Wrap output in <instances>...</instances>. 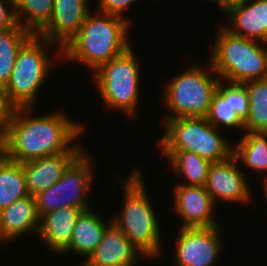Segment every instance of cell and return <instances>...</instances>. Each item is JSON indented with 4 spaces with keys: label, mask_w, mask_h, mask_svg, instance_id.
Wrapping results in <instances>:
<instances>
[{
    "label": "cell",
    "mask_w": 267,
    "mask_h": 266,
    "mask_svg": "<svg viewBox=\"0 0 267 266\" xmlns=\"http://www.w3.org/2000/svg\"><path fill=\"white\" fill-rule=\"evenodd\" d=\"M34 110V107L15 108L2 136V154L7 159L24 163L59 153L83 151L73 142L83 136L84 124L74 121L62 110L33 115Z\"/></svg>",
    "instance_id": "6da1fadb"
},
{
    "label": "cell",
    "mask_w": 267,
    "mask_h": 266,
    "mask_svg": "<svg viewBox=\"0 0 267 266\" xmlns=\"http://www.w3.org/2000/svg\"><path fill=\"white\" fill-rule=\"evenodd\" d=\"M130 25L124 18L90 11L79 32L61 48V60L81 63L96 71L131 47Z\"/></svg>",
    "instance_id": "7a4b0ae2"
},
{
    "label": "cell",
    "mask_w": 267,
    "mask_h": 266,
    "mask_svg": "<svg viewBox=\"0 0 267 266\" xmlns=\"http://www.w3.org/2000/svg\"><path fill=\"white\" fill-rule=\"evenodd\" d=\"M143 173L138 168L123 181L124 205L112 222L147 259L160 257L164 252L161 226L146 191ZM161 231V232H160Z\"/></svg>",
    "instance_id": "3957f363"
},
{
    "label": "cell",
    "mask_w": 267,
    "mask_h": 266,
    "mask_svg": "<svg viewBox=\"0 0 267 266\" xmlns=\"http://www.w3.org/2000/svg\"><path fill=\"white\" fill-rule=\"evenodd\" d=\"M218 28L208 62L220 80L244 84L267 78V43Z\"/></svg>",
    "instance_id": "277c9868"
},
{
    "label": "cell",
    "mask_w": 267,
    "mask_h": 266,
    "mask_svg": "<svg viewBox=\"0 0 267 266\" xmlns=\"http://www.w3.org/2000/svg\"><path fill=\"white\" fill-rule=\"evenodd\" d=\"M51 46L58 49L54 57L48 53ZM61 59V48L57 44L33 34L19 49L10 79L3 87L10 103L15 108L36 109L39 91L48 74L53 72L54 63L61 62Z\"/></svg>",
    "instance_id": "5b68a950"
},
{
    "label": "cell",
    "mask_w": 267,
    "mask_h": 266,
    "mask_svg": "<svg viewBox=\"0 0 267 266\" xmlns=\"http://www.w3.org/2000/svg\"><path fill=\"white\" fill-rule=\"evenodd\" d=\"M207 64L209 70H205L199 63L189 65L166 84L161 93V101L170 113L165 114L164 120L208 115L220 78L210 62Z\"/></svg>",
    "instance_id": "8992f818"
},
{
    "label": "cell",
    "mask_w": 267,
    "mask_h": 266,
    "mask_svg": "<svg viewBox=\"0 0 267 266\" xmlns=\"http://www.w3.org/2000/svg\"><path fill=\"white\" fill-rule=\"evenodd\" d=\"M163 134L158 142L161 150H183L197 154L212 163L233 156V145L228 144L206 117H180L164 120Z\"/></svg>",
    "instance_id": "52a82bcc"
},
{
    "label": "cell",
    "mask_w": 267,
    "mask_h": 266,
    "mask_svg": "<svg viewBox=\"0 0 267 266\" xmlns=\"http://www.w3.org/2000/svg\"><path fill=\"white\" fill-rule=\"evenodd\" d=\"M131 46L93 72L98 95L109 109L127 116L136 113L140 97V66Z\"/></svg>",
    "instance_id": "ba28073f"
},
{
    "label": "cell",
    "mask_w": 267,
    "mask_h": 266,
    "mask_svg": "<svg viewBox=\"0 0 267 266\" xmlns=\"http://www.w3.org/2000/svg\"><path fill=\"white\" fill-rule=\"evenodd\" d=\"M91 155L81 152L63 171L62 177L35 196L39 216L64 207L91 209L87 194L95 177ZM87 199V200H86Z\"/></svg>",
    "instance_id": "9c48e42d"
},
{
    "label": "cell",
    "mask_w": 267,
    "mask_h": 266,
    "mask_svg": "<svg viewBox=\"0 0 267 266\" xmlns=\"http://www.w3.org/2000/svg\"><path fill=\"white\" fill-rule=\"evenodd\" d=\"M220 226L180 228L173 266H213L223 253ZM222 240V241H221Z\"/></svg>",
    "instance_id": "30bf717a"
},
{
    "label": "cell",
    "mask_w": 267,
    "mask_h": 266,
    "mask_svg": "<svg viewBox=\"0 0 267 266\" xmlns=\"http://www.w3.org/2000/svg\"><path fill=\"white\" fill-rule=\"evenodd\" d=\"M174 210L180 216V228H208L219 226L215 216V202L205 186L174 185Z\"/></svg>",
    "instance_id": "8fae6325"
},
{
    "label": "cell",
    "mask_w": 267,
    "mask_h": 266,
    "mask_svg": "<svg viewBox=\"0 0 267 266\" xmlns=\"http://www.w3.org/2000/svg\"><path fill=\"white\" fill-rule=\"evenodd\" d=\"M238 161L232 156L228 160L213 163L210 167L205 189L214 200L229 203H247L251 200L252 190L248 178L239 169Z\"/></svg>",
    "instance_id": "7c38bea8"
},
{
    "label": "cell",
    "mask_w": 267,
    "mask_h": 266,
    "mask_svg": "<svg viewBox=\"0 0 267 266\" xmlns=\"http://www.w3.org/2000/svg\"><path fill=\"white\" fill-rule=\"evenodd\" d=\"M88 2L89 0H54L50 22L38 35L62 48L79 32L91 11Z\"/></svg>",
    "instance_id": "4fadbf2b"
},
{
    "label": "cell",
    "mask_w": 267,
    "mask_h": 266,
    "mask_svg": "<svg viewBox=\"0 0 267 266\" xmlns=\"http://www.w3.org/2000/svg\"><path fill=\"white\" fill-rule=\"evenodd\" d=\"M141 257L147 259L112 222L97 248L83 263L86 266H137V259Z\"/></svg>",
    "instance_id": "5bb4252c"
},
{
    "label": "cell",
    "mask_w": 267,
    "mask_h": 266,
    "mask_svg": "<svg viewBox=\"0 0 267 266\" xmlns=\"http://www.w3.org/2000/svg\"><path fill=\"white\" fill-rule=\"evenodd\" d=\"M40 224L35 197L28 195L16 200L0 211V243L18 240L29 232L38 236Z\"/></svg>",
    "instance_id": "9a60e30c"
},
{
    "label": "cell",
    "mask_w": 267,
    "mask_h": 266,
    "mask_svg": "<svg viewBox=\"0 0 267 266\" xmlns=\"http://www.w3.org/2000/svg\"><path fill=\"white\" fill-rule=\"evenodd\" d=\"M225 14L230 22L224 27L231 33L267 43V0H248L230 7Z\"/></svg>",
    "instance_id": "2e32d148"
},
{
    "label": "cell",
    "mask_w": 267,
    "mask_h": 266,
    "mask_svg": "<svg viewBox=\"0 0 267 266\" xmlns=\"http://www.w3.org/2000/svg\"><path fill=\"white\" fill-rule=\"evenodd\" d=\"M79 154L59 153L21 163L28 194L35 197L55 184L62 177L63 171Z\"/></svg>",
    "instance_id": "e0dca14e"
},
{
    "label": "cell",
    "mask_w": 267,
    "mask_h": 266,
    "mask_svg": "<svg viewBox=\"0 0 267 266\" xmlns=\"http://www.w3.org/2000/svg\"><path fill=\"white\" fill-rule=\"evenodd\" d=\"M83 211L81 208L64 207L41 218L38 237L49 252L58 255L69 245L76 221Z\"/></svg>",
    "instance_id": "ac0fdd59"
},
{
    "label": "cell",
    "mask_w": 267,
    "mask_h": 266,
    "mask_svg": "<svg viewBox=\"0 0 267 266\" xmlns=\"http://www.w3.org/2000/svg\"><path fill=\"white\" fill-rule=\"evenodd\" d=\"M94 209L83 211L78 217L69 245L59 254L68 256L70 253L83 257L85 262L101 242L103 233L112 223L105 222V218Z\"/></svg>",
    "instance_id": "d6986e66"
},
{
    "label": "cell",
    "mask_w": 267,
    "mask_h": 266,
    "mask_svg": "<svg viewBox=\"0 0 267 266\" xmlns=\"http://www.w3.org/2000/svg\"><path fill=\"white\" fill-rule=\"evenodd\" d=\"M165 159L172 167L173 175L182 180L177 184L188 186H205L210 170L211 161L201 158L197 154L183 150H161ZM180 178V179H179Z\"/></svg>",
    "instance_id": "ffe728a7"
},
{
    "label": "cell",
    "mask_w": 267,
    "mask_h": 266,
    "mask_svg": "<svg viewBox=\"0 0 267 266\" xmlns=\"http://www.w3.org/2000/svg\"><path fill=\"white\" fill-rule=\"evenodd\" d=\"M22 164L0 155V211L28 196Z\"/></svg>",
    "instance_id": "44dd1931"
},
{
    "label": "cell",
    "mask_w": 267,
    "mask_h": 266,
    "mask_svg": "<svg viewBox=\"0 0 267 266\" xmlns=\"http://www.w3.org/2000/svg\"><path fill=\"white\" fill-rule=\"evenodd\" d=\"M206 119L218 130L224 127L244 131V122L231 105V82L219 81Z\"/></svg>",
    "instance_id": "7402d4cb"
},
{
    "label": "cell",
    "mask_w": 267,
    "mask_h": 266,
    "mask_svg": "<svg viewBox=\"0 0 267 266\" xmlns=\"http://www.w3.org/2000/svg\"><path fill=\"white\" fill-rule=\"evenodd\" d=\"M233 145V157L256 172H267V133L246 132Z\"/></svg>",
    "instance_id": "603a6c76"
},
{
    "label": "cell",
    "mask_w": 267,
    "mask_h": 266,
    "mask_svg": "<svg viewBox=\"0 0 267 266\" xmlns=\"http://www.w3.org/2000/svg\"><path fill=\"white\" fill-rule=\"evenodd\" d=\"M16 22L38 35L50 22L54 0H14Z\"/></svg>",
    "instance_id": "cb8c5ba5"
},
{
    "label": "cell",
    "mask_w": 267,
    "mask_h": 266,
    "mask_svg": "<svg viewBox=\"0 0 267 266\" xmlns=\"http://www.w3.org/2000/svg\"><path fill=\"white\" fill-rule=\"evenodd\" d=\"M32 35L18 23L10 29L0 31V86L4 87L9 81L17 53Z\"/></svg>",
    "instance_id": "d4e9b609"
},
{
    "label": "cell",
    "mask_w": 267,
    "mask_h": 266,
    "mask_svg": "<svg viewBox=\"0 0 267 266\" xmlns=\"http://www.w3.org/2000/svg\"><path fill=\"white\" fill-rule=\"evenodd\" d=\"M249 97V114L244 132L267 133V78L244 83Z\"/></svg>",
    "instance_id": "484cf974"
},
{
    "label": "cell",
    "mask_w": 267,
    "mask_h": 266,
    "mask_svg": "<svg viewBox=\"0 0 267 266\" xmlns=\"http://www.w3.org/2000/svg\"><path fill=\"white\" fill-rule=\"evenodd\" d=\"M231 105L244 122L249 114V97L244 84L231 83Z\"/></svg>",
    "instance_id": "4316f807"
},
{
    "label": "cell",
    "mask_w": 267,
    "mask_h": 266,
    "mask_svg": "<svg viewBox=\"0 0 267 266\" xmlns=\"http://www.w3.org/2000/svg\"><path fill=\"white\" fill-rule=\"evenodd\" d=\"M135 1L138 0H97L96 2L98 8L96 10L102 13L124 18L132 24L131 20L128 19L130 17H126L124 15V10H127L128 7L135 3Z\"/></svg>",
    "instance_id": "83f0119b"
},
{
    "label": "cell",
    "mask_w": 267,
    "mask_h": 266,
    "mask_svg": "<svg viewBox=\"0 0 267 266\" xmlns=\"http://www.w3.org/2000/svg\"><path fill=\"white\" fill-rule=\"evenodd\" d=\"M15 107L10 103L7 94L0 86V135L3 136L11 122Z\"/></svg>",
    "instance_id": "f1b7e54d"
},
{
    "label": "cell",
    "mask_w": 267,
    "mask_h": 266,
    "mask_svg": "<svg viewBox=\"0 0 267 266\" xmlns=\"http://www.w3.org/2000/svg\"><path fill=\"white\" fill-rule=\"evenodd\" d=\"M16 24L14 0H0V31L10 29Z\"/></svg>",
    "instance_id": "f546056e"
},
{
    "label": "cell",
    "mask_w": 267,
    "mask_h": 266,
    "mask_svg": "<svg viewBox=\"0 0 267 266\" xmlns=\"http://www.w3.org/2000/svg\"><path fill=\"white\" fill-rule=\"evenodd\" d=\"M209 1L210 3L213 2V4L215 3L216 5H218L219 8L223 10V12H226L230 7L243 4L248 0H208V2Z\"/></svg>",
    "instance_id": "4dcf8cb0"
},
{
    "label": "cell",
    "mask_w": 267,
    "mask_h": 266,
    "mask_svg": "<svg viewBox=\"0 0 267 266\" xmlns=\"http://www.w3.org/2000/svg\"><path fill=\"white\" fill-rule=\"evenodd\" d=\"M263 190L265 191V199L267 200V177L263 179Z\"/></svg>",
    "instance_id": "1f68e13d"
},
{
    "label": "cell",
    "mask_w": 267,
    "mask_h": 266,
    "mask_svg": "<svg viewBox=\"0 0 267 266\" xmlns=\"http://www.w3.org/2000/svg\"><path fill=\"white\" fill-rule=\"evenodd\" d=\"M2 154V136L0 135V155Z\"/></svg>",
    "instance_id": "d6a6232c"
}]
</instances>
